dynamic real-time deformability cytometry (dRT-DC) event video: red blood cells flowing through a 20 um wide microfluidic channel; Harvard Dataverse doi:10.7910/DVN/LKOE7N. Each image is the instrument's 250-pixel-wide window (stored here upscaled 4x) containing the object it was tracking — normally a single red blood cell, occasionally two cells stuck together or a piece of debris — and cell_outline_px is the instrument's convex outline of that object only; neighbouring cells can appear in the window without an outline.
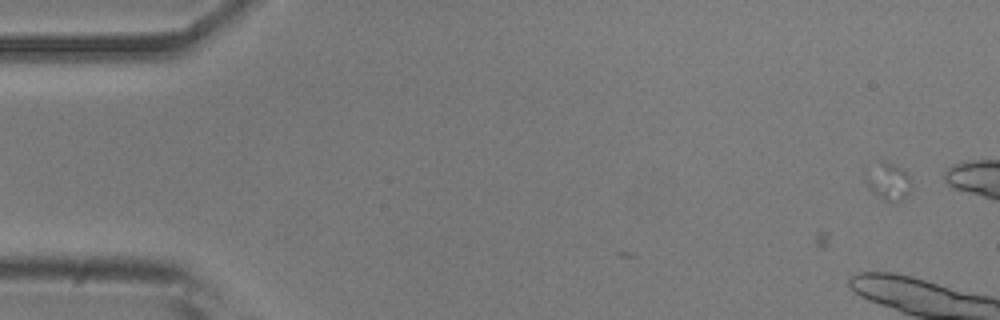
{"species": "common noctule bat (a hibernating species)", "species_latin": "Nyctalus noctula", "temperature_condition": "room temperature", "stored_images_in_passage": 4, "camera_frame_rate_fps": 3000, "um_per_image_px": 0.085, "animal": {"sex": "male", "body_mass_g": 20.5, "forearm_length_mm": 52.5}, "frame": {"image": 1, "passage_image": 4, "time_ms": 1.0, "image_size_px": [1000, 320], "cell_outline_px": [[912, 180], [908, 192], [900, 200], [884, 200], [868, 188], [864, 168], [880, 160], [884, 160], [904, 168]], "centroid_in_image_um": [75.46, 15.32], "position_along_channel_um": 9.5, "area_um2": 10.06}}